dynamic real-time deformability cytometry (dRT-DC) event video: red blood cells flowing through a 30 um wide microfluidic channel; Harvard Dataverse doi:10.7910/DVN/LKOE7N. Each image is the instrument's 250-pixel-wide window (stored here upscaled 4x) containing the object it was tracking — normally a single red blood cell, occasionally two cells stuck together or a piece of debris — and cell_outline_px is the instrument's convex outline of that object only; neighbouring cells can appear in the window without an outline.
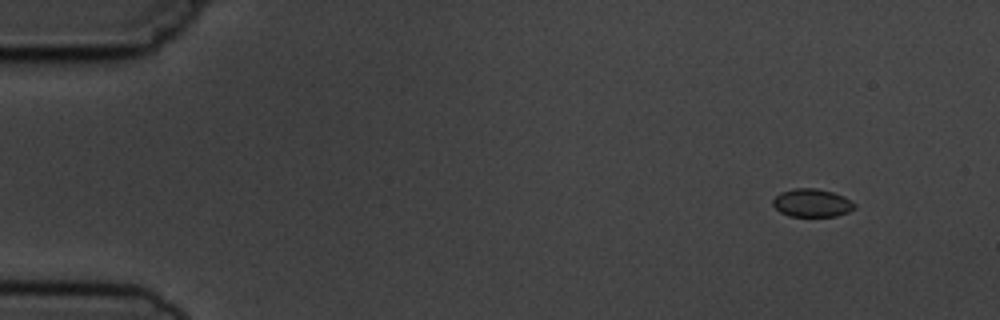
{"species": "common noctule bat (a hibernating species)", "species_latin": "Nyctalus noctula", "temperature_condition": "cold", "stored_images_in_passage": 7, "camera_frame_rate_fps": 3000, "um_per_image_px": 0.085, "animal": {"sex": "male", "body_mass_g": 19.5, "forearm_length_mm": 54.6}, "frame": {"image": 1, "passage_image": 1, "time_ms": 0.0, "image_size_px": [1000, 320], "cell_outline_px": [[856, 208], [848, 212], [836, 216], [788, 216], [780, 212], [772, 204], [772, 200], [780, 192], [792, 188], [816, 188], [832, 192], [844, 196], [856, 204]], "centroid_in_image_um": [69.01, 17.24], "position_along_channel_um": 16.0, "area_um2": 13.47}}
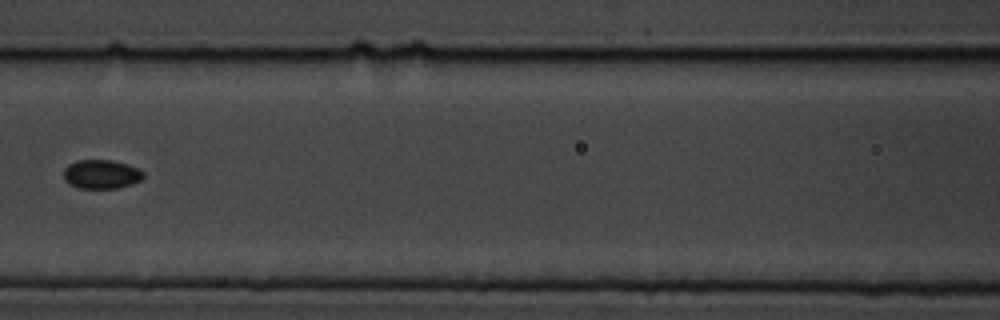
{"frame": {"image": 2, "passage_image": 6, "time_ms": 6.667, "image_size_px": [1000, 320], "cell_outline_px": [[144, 176], [140, 180], [132, 184], [116, 188], [80, 188], [68, 184], [64, 180], [64, 168], [68, 164], [76, 160], [112, 160], [128, 164], [144, 172]], "centroid_in_image_um": [8.59, 14.8], "position_along_channel_um": 158.0, "area_um2": 13.53}}
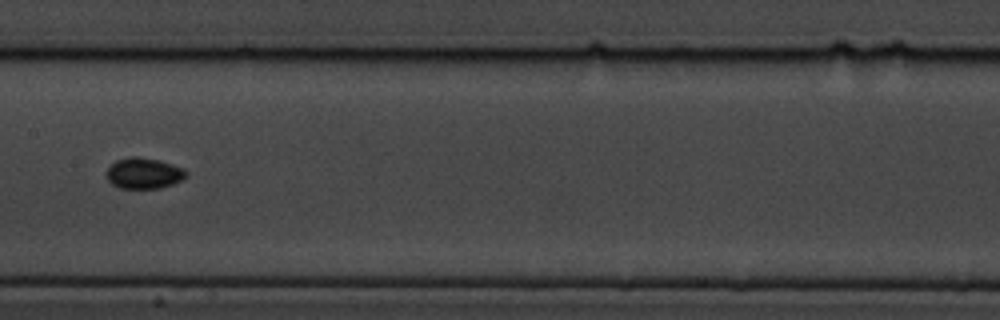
{"frame": {"image": 3, "passage_image": 7, "time_ms": 7.667, "image_size_px": [1000, 320], "cell_outline_px": [[188, 176], [172, 184], [160, 188], [120, 188], [112, 184], [108, 180], [108, 168], [116, 160], [128, 156], [136, 156], [160, 160], [184, 168], [188, 172]], "centroid_in_image_um": [12.25, 14.71], "position_along_channel_um": 195.1, "area_um2": 14.33}}